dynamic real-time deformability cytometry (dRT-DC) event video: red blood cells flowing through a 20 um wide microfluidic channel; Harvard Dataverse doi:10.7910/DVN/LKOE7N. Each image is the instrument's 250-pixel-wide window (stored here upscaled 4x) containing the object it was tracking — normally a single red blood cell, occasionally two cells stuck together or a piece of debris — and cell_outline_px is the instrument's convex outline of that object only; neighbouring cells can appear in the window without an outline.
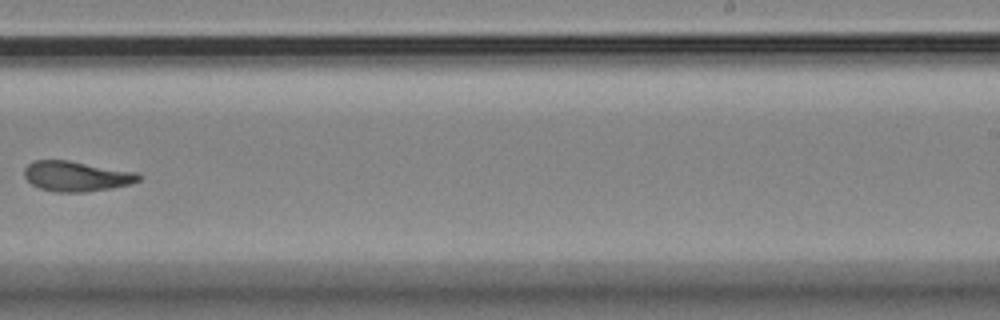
{"species": "Egyptian fruit bat (a non-hibernating species)", "species_latin": "Rousettus aegyptiacus", "temperature_condition": "room temperature", "stored_images_in_passage": 15, "camera_frame_rate_fps": 3000, "um_per_image_px": 0.085, "animal": {"sex": "female"}, "frame": {"image": 1, "passage_image": 10, "time_ms": 10.667, "image_size_px": [1000, 320], "cell_outline_px": [[140, 180], [128, 184], [112, 188], [84, 192], [56, 192], [40, 188], [32, 184], [24, 176], [24, 168], [32, 160], [68, 160], [136, 172], [140, 176]], "centroid_in_image_um": [6.46, 14.97], "position_along_channel_um": 282.5, "area_um2": 20.0}}
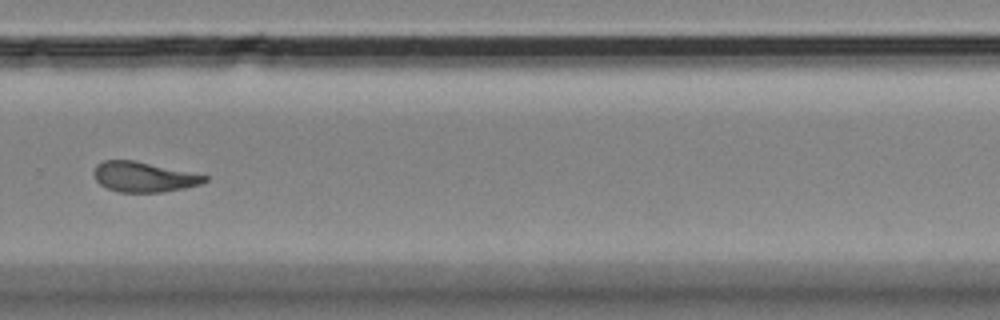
{"frame": {"image": 2, "passage_image": 11, "time_ms": 11.667, "image_size_px": [1000, 320], "cell_outline_px": [[208, 180], [200, 184], [184, 188], [164, 192], [120, 192], [108, 188], [100, 184], [96, 180], [92, 172], [96, 164], [104, 160], [136, 160], [208, 176]], "centroid_in_image_um": [12.19, 15.03], "position_along_channel_um": 317.6, "area_um2": 19.48}}
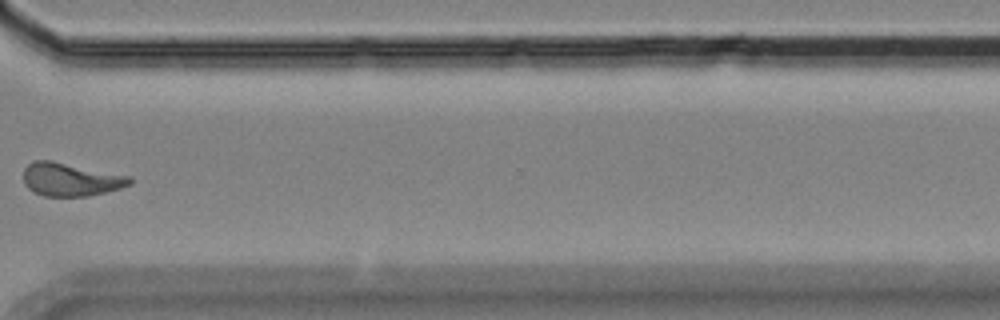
{"frame": {"image": 3, "passage_image": 12, "time_ms": 13.0, "image_size_px": [1000, 320], "cell_outline_px": [[132, 184], [120, 188], [88, 196], [44, 196], [32, 192], [24, 184], [24, 168], [32, 160], [52, 160], [132, 176]], "centroid_in_image_um": [6.0, 15.24], "position_along_channel_um": 364.6, "area_um2": 20.81}}